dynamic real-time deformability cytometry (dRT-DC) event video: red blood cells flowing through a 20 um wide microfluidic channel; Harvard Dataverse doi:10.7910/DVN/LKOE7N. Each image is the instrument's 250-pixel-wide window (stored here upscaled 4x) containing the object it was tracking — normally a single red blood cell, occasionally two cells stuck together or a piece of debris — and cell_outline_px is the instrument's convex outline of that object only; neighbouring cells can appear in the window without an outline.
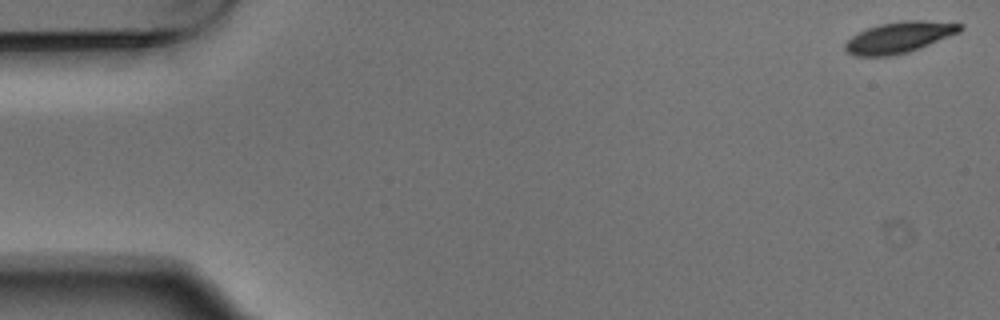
{"species": "Egyptian fruit bat (a non-hibernating species)", "species_latin": "Rousettus aegyptiacus", "temperature_condition": "warm", "stored_images_in_passage": 6, "camera_frame_rate_fps": 3000, "um_per_image_px": 0.085, "animal": {"sex": "male"}, "frame": {"image": 1, "passage_image": 1, "time_ms": 0.0, "image_size_px": [1000, 320], "cell_outline_px": [[964, 28], [960, 32], [920, 48], [908, 52], [892, 56], [856, 56], [848, 52], [844, 48], [844, 44], [852, 36], [868, 28], [880, 24], [904, 20], [920, 20], [964, 24]], "centroid_in_image_um": [76.45, 3.17], "position_along_channel_um": 8.5, "area_um2": 20.75}}